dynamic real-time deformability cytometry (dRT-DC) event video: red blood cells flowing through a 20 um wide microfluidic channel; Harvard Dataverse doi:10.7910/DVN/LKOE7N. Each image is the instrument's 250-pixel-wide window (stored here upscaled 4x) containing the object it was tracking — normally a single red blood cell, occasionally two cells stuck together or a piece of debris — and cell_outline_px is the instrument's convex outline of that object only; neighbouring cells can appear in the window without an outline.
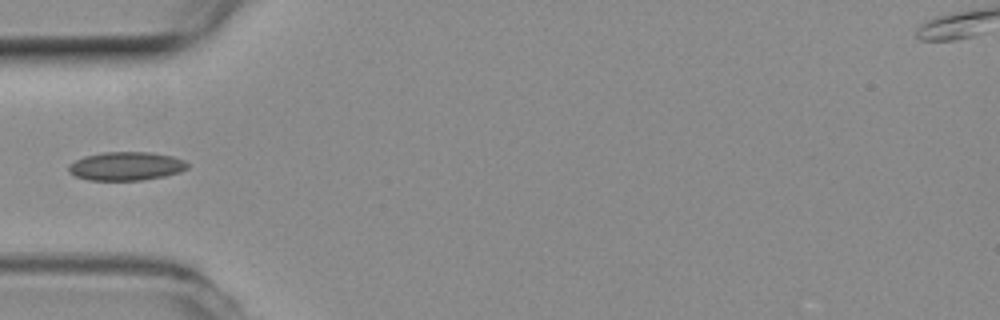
{"species": "common noctule bat (a hibernating species)", "species_latin": "Nyctalus noctula", "temperature_condition": "room temperature", "stored_images_in_passage": 5, "camera_frame_rate_fps": 3000, "um_per_image_px": 0.085, "animal": {"sex": "female", "body_mass_g": 19.3, "forearm_length_mm": 54.1}, "frame": {"image": 1, "passage_image": 4, "time_ms": 1.0, "image_size_px": [1000, 320], "cell_outline_px": [[188, 168], [180, 172], [164, 176], [140, 180], [88, 180], [76, 176], [68, 172], [68, 164], [84, 156], [104, 152], [148, 152], [172, 156], [184, 160], [188, 164]], "centroid_in_image_um": [10.7, 14.12], "position_along_channel_um": 74.3, "area_um2": 19.77}}
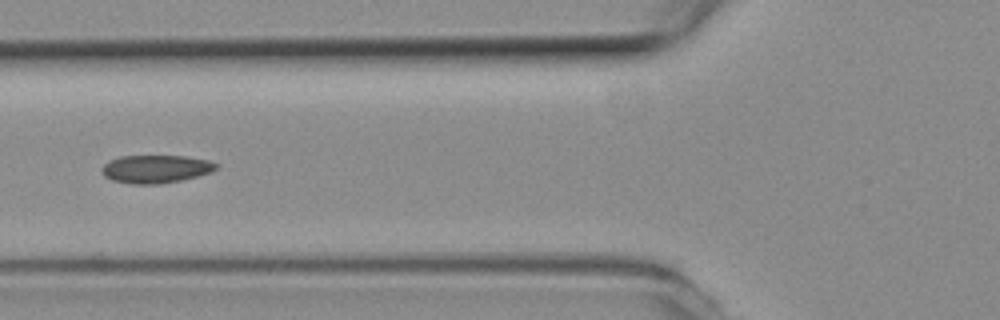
{"frame": {"image": 2, "passage_image": 5, "time_ms": 1.333, "image_size_px": [1000, 320], "cell_outline_px": [[220, 164], [212, 172], [180, 180], [160, 184], [132, 184], [112, 180], [104, 176], [100, 172], [100, 168], [108, 160], [120, 156], [184, 156], [208, 160]], "centroid_in_image_um": [13.2, 14.36], "position_along_channel_um": 112.6, "area_um2": 18.79}}